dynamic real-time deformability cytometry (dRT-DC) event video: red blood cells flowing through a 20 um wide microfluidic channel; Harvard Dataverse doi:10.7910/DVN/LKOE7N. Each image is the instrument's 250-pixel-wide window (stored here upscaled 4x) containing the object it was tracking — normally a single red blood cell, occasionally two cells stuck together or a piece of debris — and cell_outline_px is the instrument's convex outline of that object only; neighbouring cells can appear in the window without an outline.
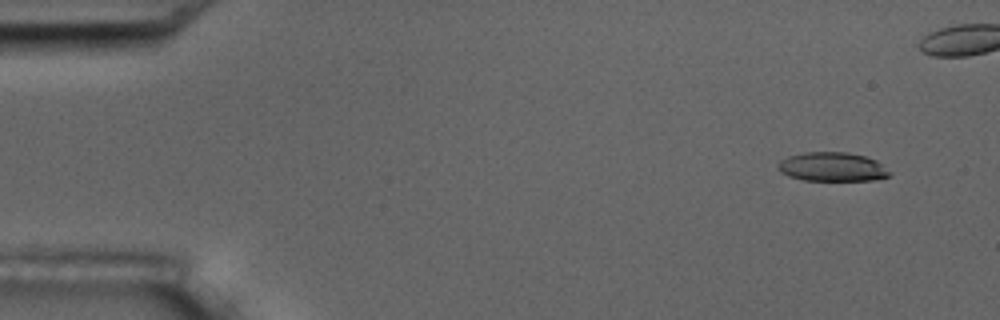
{"species": "common noctule bat (a hibernating species)", "species_latin": "Nyctalus noctula", "temperature_condition": "room temperature", "stored_images_in_passage": 6, "camera_frame_rate_fps": 3000, "um_per_image_px": 0.085, "animal": {"sex": "male", "body_mass_g": 17.5, "forearm_length_mm": 52.3}, "frame": {"image": 1, "passage_image": 2, "time_ms": 1.0, "image_size_px": [1000, 320], "cell_outline_px": [[892, 176], [872, 180], [804, 180], [788, 176], [780, 172], [776, 164], [780, 160], [788, 156], [804, 152], [848, 152], [864, 156], [876, 160], [892, 172]], "centroid_in_image_um": [70.74, 14.18], "position_along_channel_um": 14.3, "area_um2": 19.02}}